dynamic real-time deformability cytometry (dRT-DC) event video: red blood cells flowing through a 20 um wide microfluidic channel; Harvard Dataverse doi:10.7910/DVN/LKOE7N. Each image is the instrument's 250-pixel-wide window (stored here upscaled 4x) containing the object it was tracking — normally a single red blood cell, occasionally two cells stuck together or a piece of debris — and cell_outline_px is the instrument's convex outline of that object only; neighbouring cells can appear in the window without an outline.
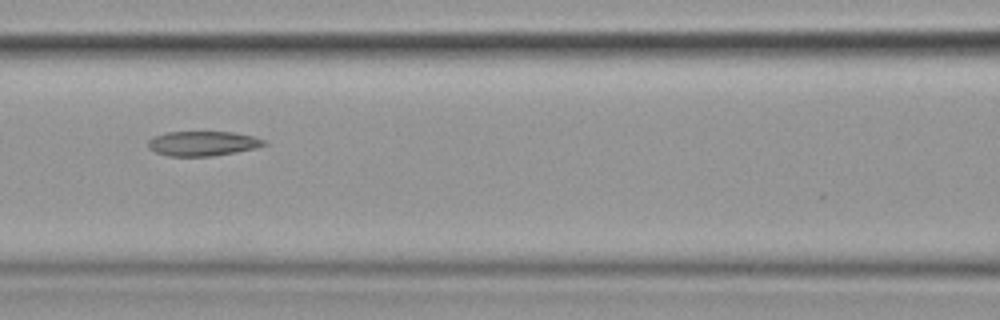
{"species": "common noctule bat (a hibernating species)", "species_latin": "Nyctalus noctula", "temperature_condition": "cold", "stored_images_in_passage": 10, "camera_frame_rate_fps": 3000, "um_per_image_px": 0.085, "animal": {"sex": "female", "body_mass_g": 19.9}, "frame": {"image": 1, "passage_image": 5, "time_ms": 4.667, "image_size_px": [1000, 320], "cell_outline_px": [[268, 144], [256, 148], [236, 152], [212, 156], [168, 156], [156, 152], [148, 148], [148, 140], [152, 136], [168, 132], [232, 132], [256, 136], [264, 140]], "centroid_in_image_um": [17.24, 12.19], "position_along_channel_um": 149.4, "area_um2": 16.82}}
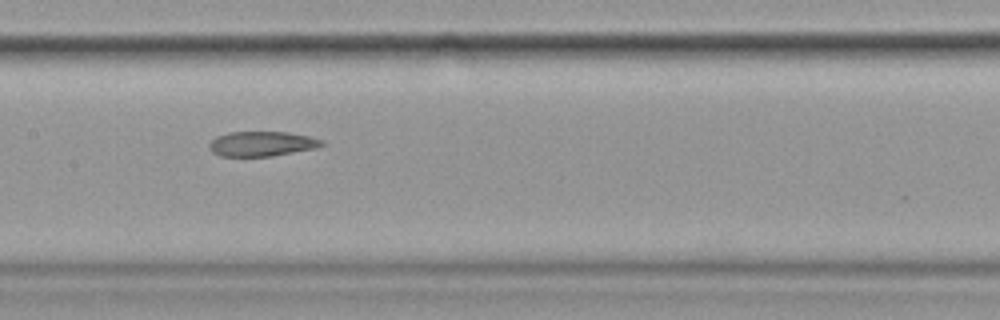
{"frame": {"image": 2, "passage_image": 6, "time_ms": 5.667, "image_size_px": [1000, 320], "cell_outline_px": [[324, 144], [316, 148], [272, 156], [220, 156], [212, 152], [208, 148], [208, 144], [216, 136], [228, 132], [288, 132], [308, 136], [324, 140]], "centroid_in_image_um": [22.23, 12.22], "position_along_channel_um": 185.2, "area_um2": 16.36}}
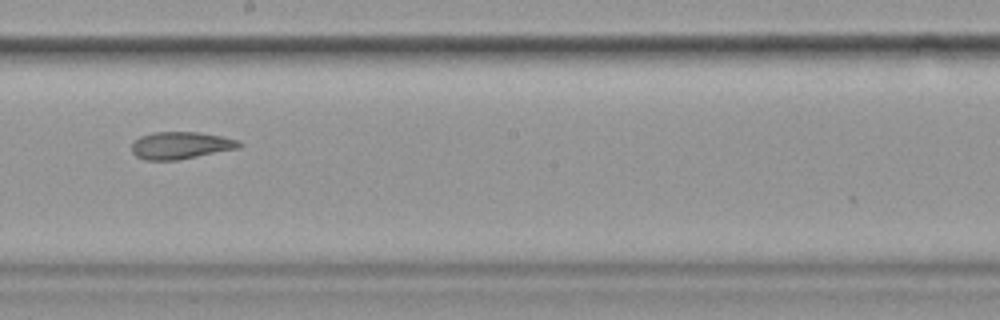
{"frame": {"image": 3, "passage_image": 7, "time_ms": 7.0, "image_size_px": [1000, 320], "cell_outline_px": [[244, 144], [240, 148], [176, 160], [144, 160], [136, 156], [132, 152], [132, 144], [140, 136], [152, 132], [200, 132], [240, 140]], "centroid_in_image_um": [15.38, 12.35], "position_along_channel_um": 232.8, "area_um2": 17.11}}